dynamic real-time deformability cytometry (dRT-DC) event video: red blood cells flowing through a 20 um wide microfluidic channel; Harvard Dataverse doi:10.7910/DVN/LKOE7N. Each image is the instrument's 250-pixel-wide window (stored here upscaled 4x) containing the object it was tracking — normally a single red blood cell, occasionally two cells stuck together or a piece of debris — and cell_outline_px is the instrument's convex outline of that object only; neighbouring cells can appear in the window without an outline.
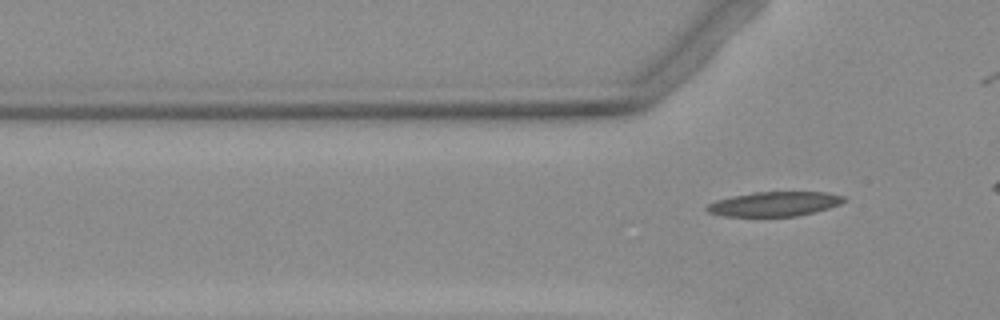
{"species": "Egyptian fruit bat (a non-hibernating species)", "species_latin": "Rousettus aegyptiacus", "temperature_condition": "warm", "stored_images_in_passage": 4, "segment_of_instrument_passage": [2, 2], "camera_frame_rate_fps": 3000, "um_per_image_px": 0.085, "animal": {"sex": "female"}, "frame": {"image": 1, "passage_image": 4, "time_ms": 4.333, "image_size_px": [1000, 320], "cell_outline_px": [[848, 200], [840, 204], [828, 208], [796, 216], [724, 216], [708, 212], [704, 208], [708, 204], [716, 200], [732, 196], [752, 192], [828, 192], [844, 196]], "centroid_in_image_um": [65.83, 17.33], "position_along_channel_um": 60.0, "area_um2": 19.59}}